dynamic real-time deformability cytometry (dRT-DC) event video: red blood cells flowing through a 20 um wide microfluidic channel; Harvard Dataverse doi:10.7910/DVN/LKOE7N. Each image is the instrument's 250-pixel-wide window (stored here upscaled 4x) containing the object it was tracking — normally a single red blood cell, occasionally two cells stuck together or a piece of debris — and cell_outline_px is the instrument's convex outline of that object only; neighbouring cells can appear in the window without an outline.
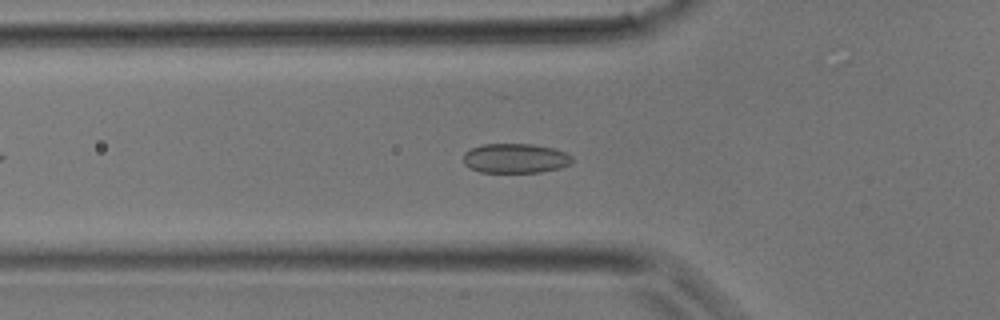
{"species": "common noctule bat (a hibernating species)", "species_latin": "Nyctalus noctula", "temperature_condition": "room temperature", "stored_images_in_passage": 31, "camera_frame_rate_fps": 3000, "um_per_image_px": 0.085, "animal": {"sex": "male", "body_mass_g": 17.9}, "frame": {"image": 1, "passage_image": 7, "time_ms": 2.0, "image_size_px": [1000, 320], "cell_outline_px": [[572, 164], [560, 168], [540, 172], [480, 172], [468, 168], [464, 164], [464, 152], [472, 148], [484, 144], [532, 144], [552, 148], [564, 152], [572, 156]], "centroid_in_image_um": [43.8, 13.46], "position_along_channel_um": 82.0, "area_um2": 18.79}}
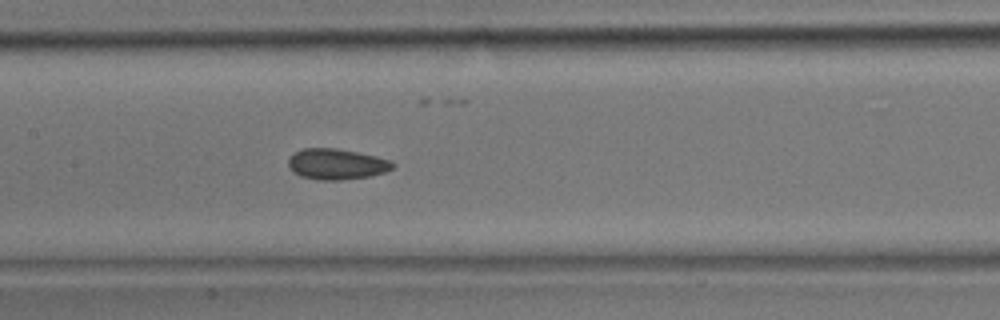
{"frame": {"image": 2, "passage_image": 12, "time_ms": 3.667, "image_size_px": [1000, 320], "cell_outline_px": [[396, 164], [392, 168], [384, 172], [368, 176], [340, 180], [320, 180], [300, 176], [292, 172], [288, 164], [288, 160], [296, 152], [304, 148], [336, 148], [376, 156], [392, 160]], "centroid_in_image_um": [28.61, 13.95], "position_along_channel_um": 178.8, "area_um2": 18.61}}
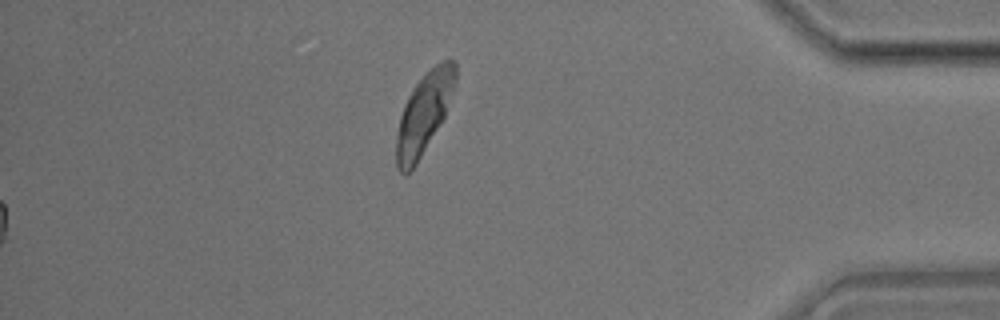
{"frame": {"image": 3, "passage_image": 31, "time_ms": 10.0, "image_size_px": [1000, 320], "cell_outline_px": [[456, 84], [444, 116], [416, 164], [404, 176], [396, 168], [396, 136], [400, 116], [404, 104], [412, 88], [440, 60], [452, 60], [456, 64]], "centroid_in_image_um": [36.02, 9.65], "position_along_channel_um": 399.2, "area_um2": 27.34}}